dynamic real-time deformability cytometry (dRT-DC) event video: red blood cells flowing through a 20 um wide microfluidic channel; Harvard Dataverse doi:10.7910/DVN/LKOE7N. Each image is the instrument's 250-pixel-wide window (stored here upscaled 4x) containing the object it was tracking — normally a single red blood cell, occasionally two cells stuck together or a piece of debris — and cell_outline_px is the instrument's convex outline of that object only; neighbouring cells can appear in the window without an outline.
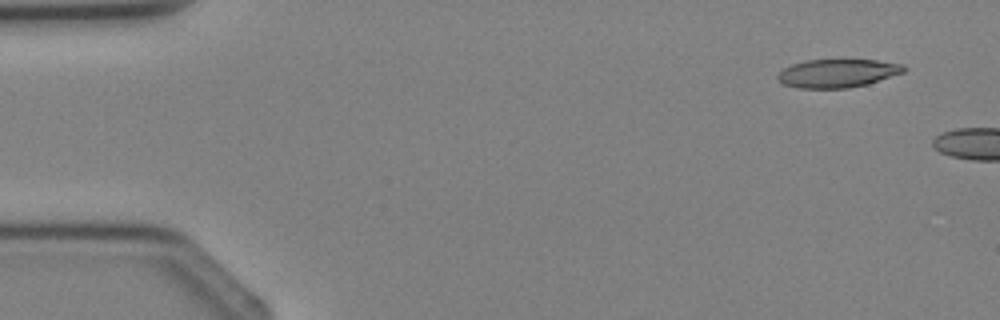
{"species": "Egyptian fruit bat (a non-hibernating species)", "species_latin": "Rousettus aegyptiacus", "temperature_condition": "cold", "stored_images_in_passage": 2, "camera_frame_rate_fps": 3000, "um_per_image_px": 0.085, "animal": {"sex": "female"}, "frame": {"image": 1, "passage_image": 1, "time_ms": 0.0, "image_size_px": [1000, 320], "cell_outline_px": [[908, 68], [904, 72], [868, 84], [848, 88], [800, 88], [784, 84], [776, 80], [776, 76], [784, 68], [792, 64], [808, 60], [876, 60], [904, 64]], "centroid_in_image_um": [71.21, 6.23], "position_along_channel_um": 13.8, "area_um2": 20.87}}